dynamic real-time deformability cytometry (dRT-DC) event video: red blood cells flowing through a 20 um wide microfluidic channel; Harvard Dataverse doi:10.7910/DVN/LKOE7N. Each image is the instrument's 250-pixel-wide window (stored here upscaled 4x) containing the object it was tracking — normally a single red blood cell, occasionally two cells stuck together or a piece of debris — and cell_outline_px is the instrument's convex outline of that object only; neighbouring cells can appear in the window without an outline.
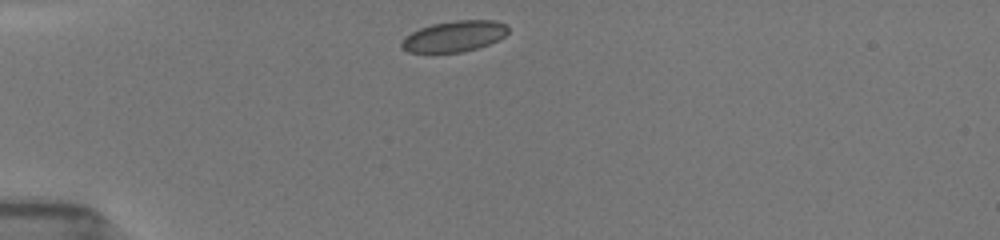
{"species": "common noctule bat (a hibernating species)", "species_latin": "Nyctalus noctula", "temperature_condition": "room temperature", "stored_images_in_passage": 5, "camera_frame_rate_fps": 3000, "um_per_image_px": 0.085, "animal": {"sex": "female", "body_mass_g": 19.5, "forearm_length_mm": 54.1}, "frame": {"image": 1, "passage_image": 1, "time_ms": 0.0, "image_size_px": [1000, 240], "cell_outline_px": [[508, 32], [504, 36], [488, 44], [464, 52], [408, 52], [400, 44], [404, 36], [420, 28], [432, 24], [456, 20], [496, 20], [504, 24], [508, 28]], "centroid_in_image_um": [38.6, 3.07], "position_along_channel_um": 46.4, "area_um2": 19.02}}
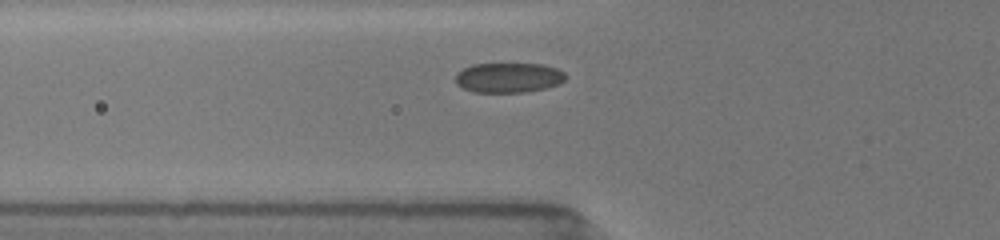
{"frame": {"image": 2, "passage_image": 4, "time_ms": 1.667, "image_size_px": [1000, 240], "cell_outline_px": [[568, 76], [564, 80], [556, 84], [544, 88], [524, 92], [472, 92], [456, 84], [456, 72], [472, 64], [544, 64], [556, 68], [564, 72]], "centroid_in_image_um": [43.21, 6.59], "position_along_channel_um": 82.6, "area_um2": 19.13}}